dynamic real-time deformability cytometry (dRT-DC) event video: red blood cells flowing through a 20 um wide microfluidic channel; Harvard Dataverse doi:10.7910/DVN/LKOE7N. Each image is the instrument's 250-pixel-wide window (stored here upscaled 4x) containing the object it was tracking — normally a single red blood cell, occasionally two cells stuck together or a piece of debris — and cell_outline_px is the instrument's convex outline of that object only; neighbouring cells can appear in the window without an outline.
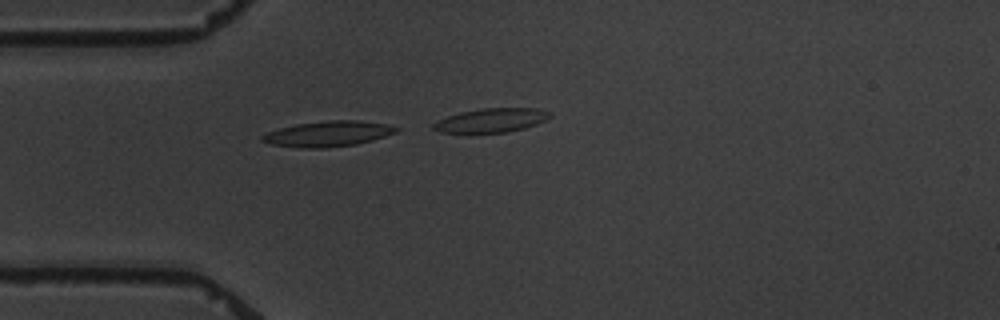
{"species": "common noctule bat (a hibernating species)", "species_latin": "Nyctalus noctula", "temperature_condition": "warm", "stored_images_in_passage": 15, "camera_frame_rate_fps": 3000, "um_per_image_px": 0.085, "animal": {"sex": "male", "body_mass_g": 19.5, "forearm_length_mm": 54.6}, "frame": {"image": 1, "passage_image": 4, "time_ms": 4.333, "image_size_px": [1000, 320], "cell_outline_px": [[400, 128], [396, 132], [372, 140], [356, 144], [324, 148], [300, 148], [272, 144], [260, 140], [260, 136], [268, 132], [280, 128], [296, 124], [328, 120], [356, 120], [388, 124]], "centroid_in_image_um": [27.87, 11.37], "position_along_channel_um": 57.1, "area_um2": 19.83}}
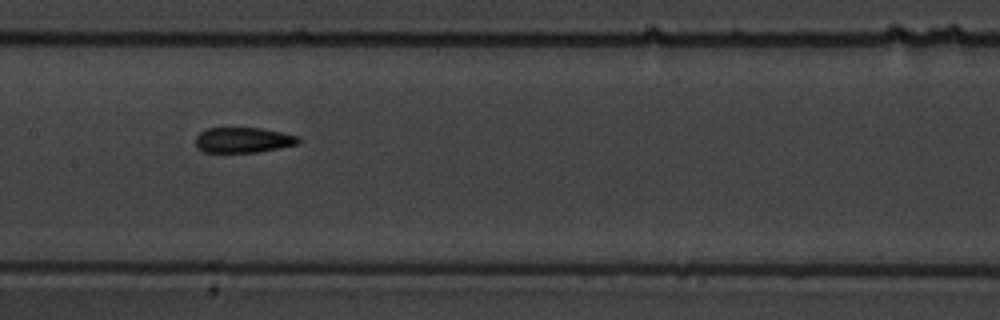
{"frame": {"image": 2, "passage_image": 8, "time_ms": 9.0, "image_size_px": [1000, 320], "cell_outline_px": [[300, 144], [280, 148], [256, 152], [204, 152], [196, 148], [196, 136], [200, 132], [208, 128], [260, 128], [300, 136]], "centroid_in_image_um": [20.69, 11.91], "position_along_channel_um": 186.7, "area_um2": 15.26}}
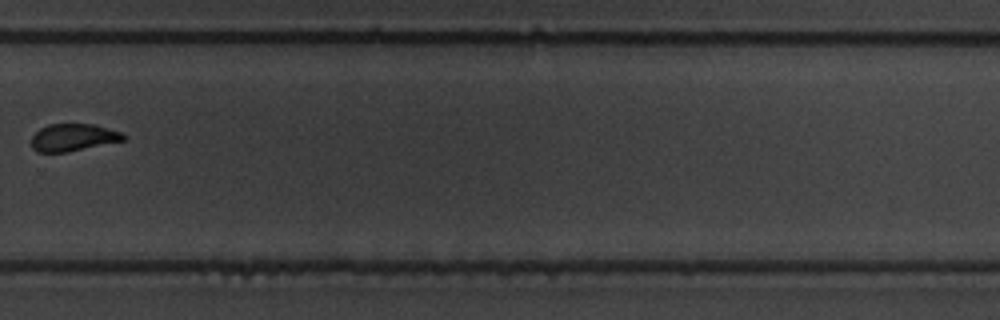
{"frame": {"image": 3, "passage_image": 11, "time_ms": 13.0, "image_size_px": [1000, 320], "cell_outline_px": [[128, 136], [124, 140], [68, 152], [36, 152], [32, 148], [32, 136], [40, 128], [48, 124], [92, 124], [120, 132]], "centroid_in_image_um": [6.2, 11.69], "position_along_channel_um": 323.6, "area_um2": 14.57}, "authors_computed_cell_mechanics": {"area_um2": 15.3748, "velocity_mm_per_s": 3.4411, "shape_relaxation_time_tau1_ms": 8.1237, "shape_relaxation_time_tau2_ms": 3.1475, "deformation_change_tau1": 0.2255, "deformation_change_tau2": 0.1121}}